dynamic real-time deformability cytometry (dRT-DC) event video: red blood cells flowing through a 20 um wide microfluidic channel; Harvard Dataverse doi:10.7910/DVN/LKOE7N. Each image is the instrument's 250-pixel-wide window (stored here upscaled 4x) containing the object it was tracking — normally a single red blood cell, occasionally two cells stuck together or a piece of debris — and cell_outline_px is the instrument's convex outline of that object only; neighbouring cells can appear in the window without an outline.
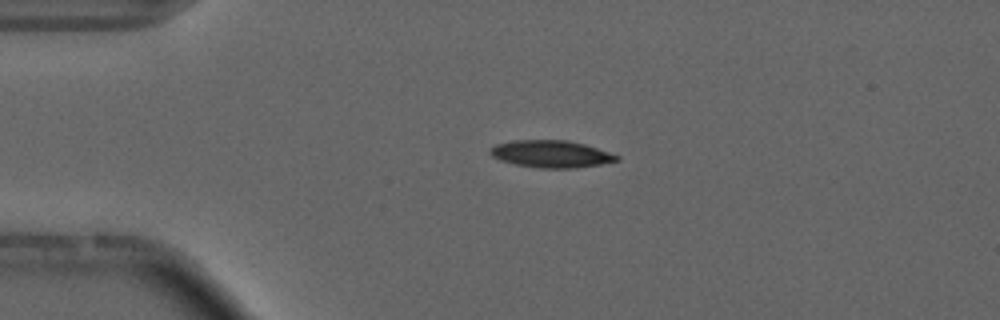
{"species": "common noctule bat (a hibernating species)", "species_latin": "Nyctalus noctula", "temperature_condition": "cold", "stored_images_in_passage": 2, "camera_frame_rate_fps": 3000, "um_per_image_px": 0.085, "animal": {"sex": "male", "forearm_length_mm": 52.5}, "frame": {"image": 1, "passage_image": 1, "time_ms": 0.0, "image_size_px": [1000, 320], "cell_outline_px": [[620, 160], [600, 164], [576, 168], [540, 168], [516, 164], [500, 160], [492, 156], [488, 152], [488, 148], [496, 144], [512, 140], [568, 140], [584, 144], [620, 156]], "centroid_in_image_um": [46.81, 13.08], "position_along_channel_um": 38.2, "area_um2": 20.06}}